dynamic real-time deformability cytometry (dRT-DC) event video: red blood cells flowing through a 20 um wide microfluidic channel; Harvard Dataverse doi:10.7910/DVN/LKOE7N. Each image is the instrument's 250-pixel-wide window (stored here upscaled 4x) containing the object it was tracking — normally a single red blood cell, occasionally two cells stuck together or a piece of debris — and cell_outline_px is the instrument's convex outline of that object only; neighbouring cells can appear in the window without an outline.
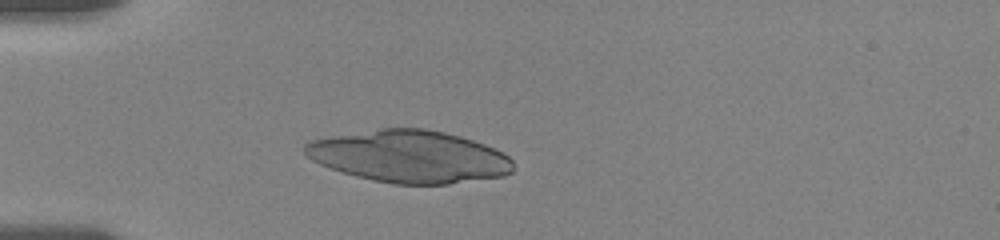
{"species": "human", "species_latin": "Homo sapiens", "temperature_condition": "room temperature", "stored_images_in_passage": 3, "camera_frame_rate_fps": 3000, "um_per_image_px": 0.085, "donor": {"sex": "female"}, "frame": {"image": 1, "passage_image": 1, "time_ms": 0.0, "image_size_px": [1000, 240], "cell_outline_px": [[512, 172], [504, 176], [448, 184], [392, 184], [372, 180], [356, 176], [320, 164], [312, 160], [304, 152], [304, 144], [312, 140], [332, 136], [380, 128], [424, 128], [444, 132], [460, 136], [484, 144], [504, 152], [512, 160]], "centroid_in_image_um": [34.82, 13.3], "position_along_channel_um": 50.2, "area_um2": 63.23}}